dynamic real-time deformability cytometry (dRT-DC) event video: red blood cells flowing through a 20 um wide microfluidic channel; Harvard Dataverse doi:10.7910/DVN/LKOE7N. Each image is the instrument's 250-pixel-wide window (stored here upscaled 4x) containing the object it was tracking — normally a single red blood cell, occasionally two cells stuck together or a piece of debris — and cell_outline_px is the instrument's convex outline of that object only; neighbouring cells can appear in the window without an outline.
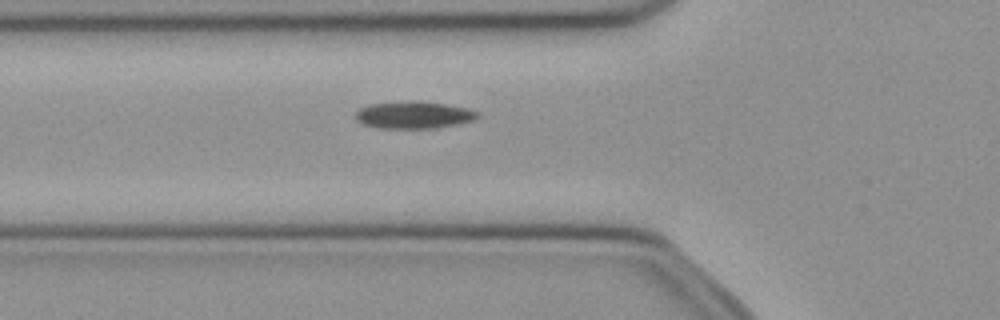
{"species": "common noctule bat (a hibernating species)", "species_latin": "Nyctalus noctula", "temperature_condition": "cold", "stored_images_in_passage": 37, "camera_frame_rate_fps": 3000, "um_per_image_px": 0.085, "animal": {"sex": "female", "body_mass_g": 21.9}, "frame": {"image": 1, "passage_image": 5, "time_ms": 1.333, "image_size_px": [1000, 320], "cell_outline_px": [[480, 116], [472, 120], [456, 124], [436, 128], [376, 128], [364, 124], [356, 120], [356, 112], [360, 108], [368, 104], [412, 100], [416, 100], [448, 104], [468, 108], [480, 112]], "centroid_in_image_um": [35.18, 9.76], "position_along_channel_um": 90.6, "area_um2": 19.54}}
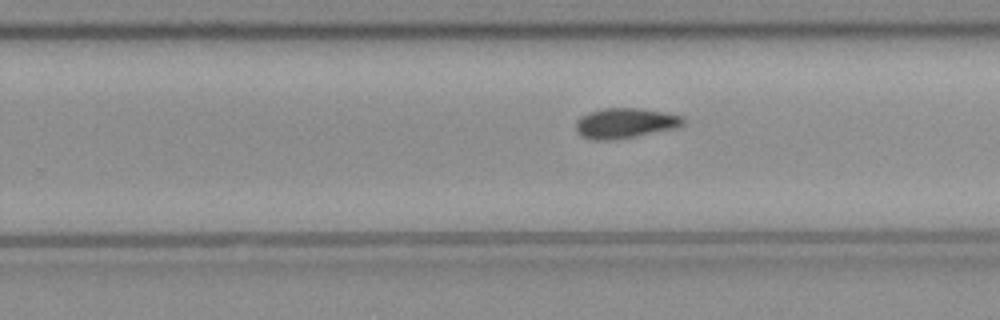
{"frame": {"image": 2, "passage_image": 19, "time_ms": 6.0, "image_size_px": [1000, 320], "cell_outline_px": [[684, 124], [676, 128], [616, 140], [592, 140], [580, 136], [576, 132], [576, 120], [580, 116], [588, 112], [600, 108], [640, 108], [664, 112], [680, 116], [684, 120]], "centroid_in_image_um": [53.07, 10.47], "position_along_channel_um": 276.7, "area_um2": 19.07}}
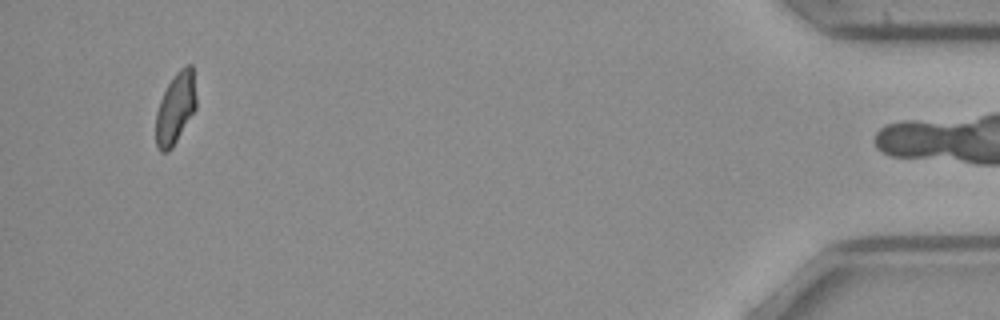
{"frame": {"image": 3, "passage_image": 36, "time_ms": 11.667, "image_size_px": [1000, 320], "cell_outline_px": [[196, 108], [172, 148], [168, 152], [160, 152], [156, 148], [156, 112], [160, 100], [168, 84], [176, 72], [180, 68], [188, 64], [192, 64], [196, 96]], "centroid_in_image_um": [14.91, 9.21], "position_along_channel_um": 420.3, "area_um2": 16.76}, "authors_computed_cell_mechanics": {"area_um2": 18.3804, "velocity_mm_per_s": 3.9712, "shape_relaxation_time_tau1_ms": null, "shape_relaxation_time_tau2_ms": 6.0317, "deformation_change_tau1": null, "deformation_change_tau2": 0.1045}}